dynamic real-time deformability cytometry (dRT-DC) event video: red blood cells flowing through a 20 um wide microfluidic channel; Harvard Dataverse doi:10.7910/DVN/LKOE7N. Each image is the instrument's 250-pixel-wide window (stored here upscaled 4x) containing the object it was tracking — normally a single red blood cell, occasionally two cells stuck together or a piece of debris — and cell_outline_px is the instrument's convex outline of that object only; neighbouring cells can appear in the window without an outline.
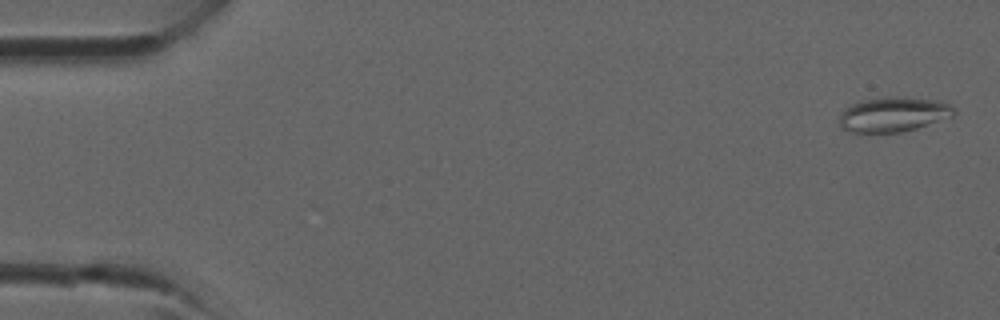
{"species": "common noctule bat (a hibernating species)", "species_latin": "Nyctalus noctula", "temperature_condition": "room temperature", "stored_images_in_passage": 37, "camera_frame_rate_fps": 3000, "um_per_image_px": 0.085, "animal": {"sex": "male", "forearm_length_mm": 52.5}, "frame": {"image": 1, "passage_image": 1, "time_ms": 0.0, "image_size_px": [1000, 320], "cell_outline_px": [[956, 112], [952, 116], [916, 128], [900, 132], [848, 132], [840, 128], [840, 112], [844, 108], [860, 100], [884, 96], [904, 96], [940, 100], [956, 108]], "centroid_in_image_um": [75.92, 9.7], "position_along_channel_um": 9.1, "area_um2": 23.58}}
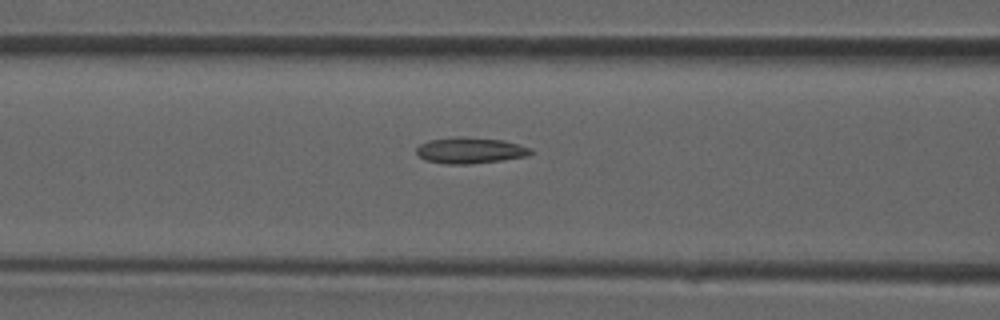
{"frame": {"image": 2, "passage_image": 15, "time_ms": 4.667, "image_size_px": [1000, 320], "cell_outline_px": [[532, 152], [528, 156], [500, 160], [468, 164], [444, 164], [424, 160], [416, 152], [416, 148], [420, 144], [428, 140], [456, 136], [460, 136], [504, 140], [532, 148]], "centroid_in_image_um": [39.94, 12.78], "position_along_channel_um": 126.7, "area_um2": 17.46}}
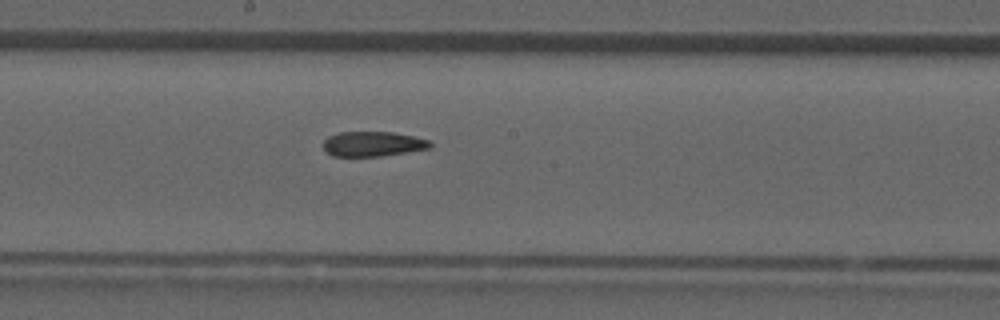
{"frame": {"image": 3, "passage_image": 20, "time_ms": 6.333, "image_size_px": [1000, 320], "cell_outline_px": [[432, 144], [428, 148], [380, 156], [332, 156], [324, 148], [324, 140], [328, 136], [340, 132], [392, 132], [412, 136], [428, 140]], "centroid_in_image_um": [31.65, 12.23], "position_along_channel_um": 216.6, "area_um2": 15.2}}